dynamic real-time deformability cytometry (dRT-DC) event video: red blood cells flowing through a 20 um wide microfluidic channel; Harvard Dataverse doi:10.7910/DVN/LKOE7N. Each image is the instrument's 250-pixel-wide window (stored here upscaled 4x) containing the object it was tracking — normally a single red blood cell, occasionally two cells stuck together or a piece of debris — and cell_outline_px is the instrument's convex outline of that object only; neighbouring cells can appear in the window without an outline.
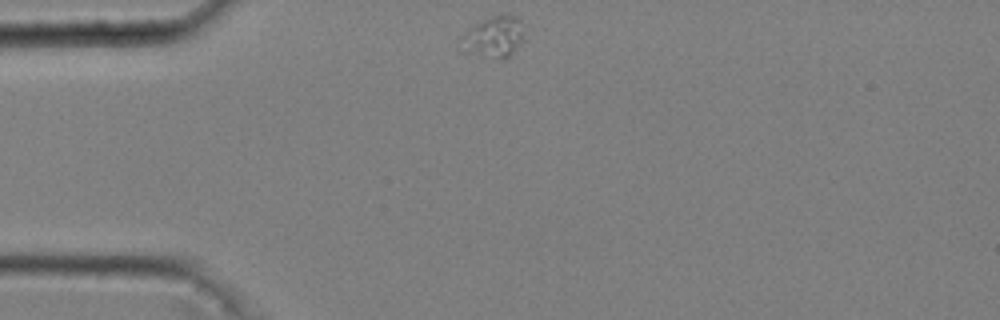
{"species": "common noctule bat (a hibernating species)", "species_latin": "Nyctalus noctula", "temperature_condition": "cold", "stored_images_in_passage": 34, "camera_frame_rate_fps": 3000, "um_per_image_px": 0.085, "animal": {"sex": "male", "body_mass_g": 20.4}, "frame": {"image": 1, "passage_image": 1, "time_ms": 0.0, "image_size_px": [1000, 320], "cell_outline_px": [[528, 40], [508, 56], [500, 56], [460, 52], [456, 48], [468, 28], [488, 16], [500, 12], [516, 16], [520, 20]], "centroid_in_image_um": [42.0, 3.07], "position_along_channel_um": 43.0, "area_um2": 15.66}}
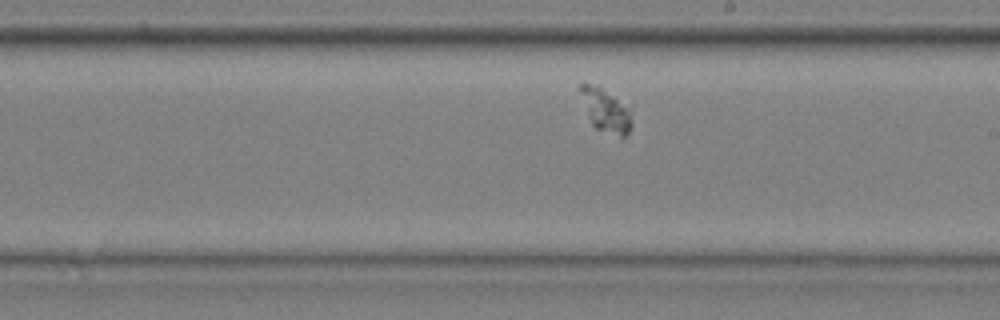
{"frame": {"image": 2, "passage_image": 20, "time_ms": 6.333, "image_size_px": [1000, 320], "cell_outline_px": [[632, 128], [624, 136], [620, 136], [596, 128], [592, 124], [588, 116], [580, 92], [580, 84], [588, 84], [600, 88], [612, 96], [628, 112], [632, 124]], "centroid_in_image_um": [51.45, 9.43], "position_along_channel_um": 237.6, "area_um2": 11.85}}
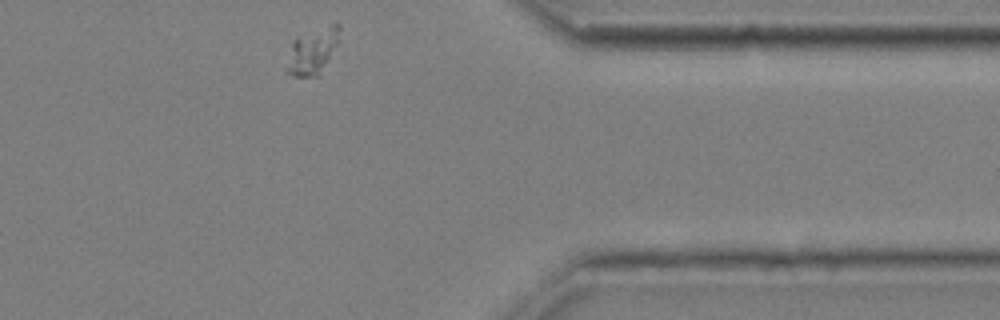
{"frame": {"image": 3, "passage_image": 34, "time_ms": 11.0, "image_size_px": [1000, 320], "cell_outline_px": [[340, 40], [320, 76], [296, 76], [288, 72], [284, 68], [292, 40], [296, 36], [336, 20], [340, 24]], "centroid_in_image_um": [26.6, 4.28], "position_along_channel_um": 384.8, "area_um2": 14.91}}